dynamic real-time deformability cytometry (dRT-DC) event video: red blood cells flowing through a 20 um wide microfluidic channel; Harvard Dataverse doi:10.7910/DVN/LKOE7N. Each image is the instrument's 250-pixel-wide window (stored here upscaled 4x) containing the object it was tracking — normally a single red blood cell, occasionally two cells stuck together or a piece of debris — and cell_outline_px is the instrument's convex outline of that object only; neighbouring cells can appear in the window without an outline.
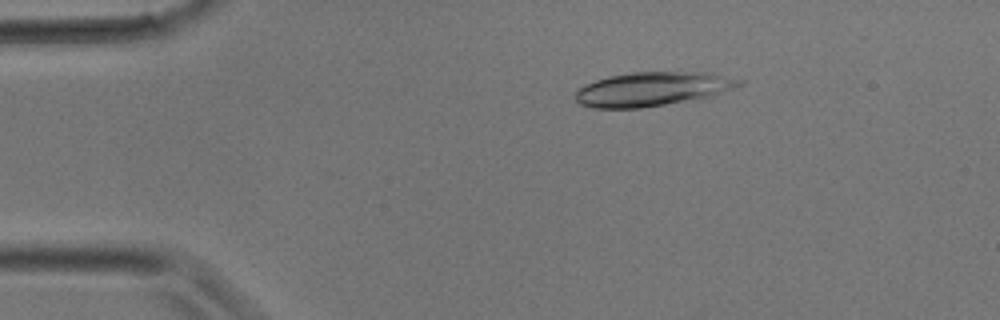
{"species": "common noctule bat (a hibernating species)", "species_latin": "Nyctalus noctula", "temperature_condition": "room temperature", "stored_images_in_passage": 7, "camera_frame_rate_fps": 3000, "um_per_image_px": 0.085, "animal": {"sex": "male", "body_mass_g": 17.9}, "frame": {"image": 1, "passage_image": 6, "time_ms": 1.667, "image_size_px": [1000, 320], "cell_outline_px": [[744, 84], [708, 96], [664, 104], [640, 108], [592, 108], [580, 104], [572, 96], [584, 84], [608, 76], [632, 72], [704, 72], [744, 80]], "centroid_in_image_um": [55.37, 7.56], "position_along_channel_um": 29.6, "area_um2": 32.08}}